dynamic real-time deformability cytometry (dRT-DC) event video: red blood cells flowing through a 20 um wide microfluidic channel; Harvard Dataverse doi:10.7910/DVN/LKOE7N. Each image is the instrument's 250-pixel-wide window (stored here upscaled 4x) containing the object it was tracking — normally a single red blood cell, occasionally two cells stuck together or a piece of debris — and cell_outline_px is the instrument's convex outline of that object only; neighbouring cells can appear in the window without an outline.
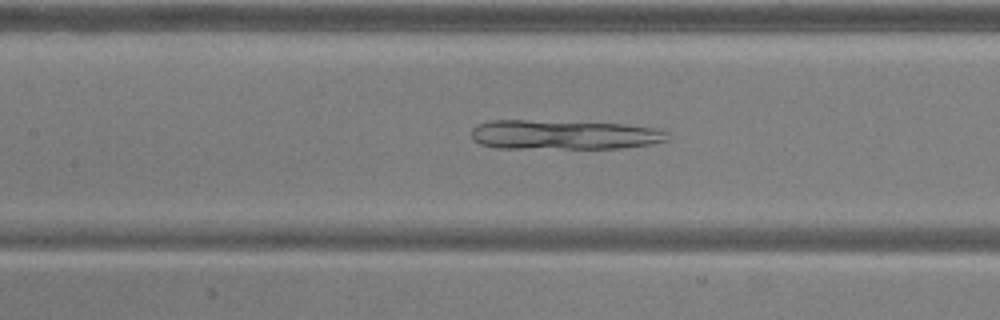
{"species": "common noctule bat (a hibernating species)", "species_latin": "Nyctalus noctula", "temperature_condition": "warm", "stored_images_in_passage": 51, "camera_frame_rate_fps": 3000, "um_per_image_px": 0.085, "animal": {"sex": "male", "body_mass_g": 20.5, "forearm_length_mm": 52.5}, "frame": {"image": 1, "passage_image": 22, "time_ms": 7.0, "image_size_px": [1000, 320], "cell_outline_px": [[672, 140], [652, 144], [620, 148], [496, 148], [480, 144], [472, 140], [472, 128], [476, 124], [492, 120], [524, 120], [624, 124], [656, 128], [668, 132]], "centroid_in_image_um": [47.95, 11.46], "position_along_channel_um": 159.4, "area_um2": 33.99}}
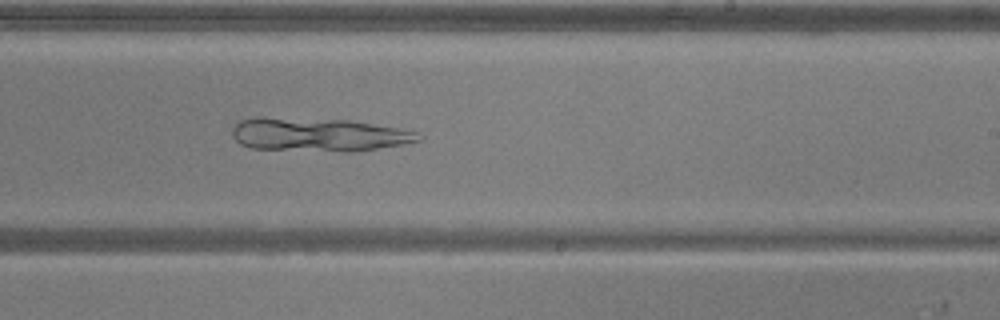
{"frame": {"image": 2, "passage_image": 30, "time_ms": 9.667, "image_size_px": [1000, 320], "cell_outline_px": [[424, 136], [420, 140], [404, 144], [352, 152], [340, 152], [252, 148], [240, 144], [232, 136], [232, 128], [240, 120], [256, 116], [348, 120], [396, 128], [416, 132]], "centroid_in_image_um": [27.02, 11.44], "position_along_channel_um": 262.0, "area_um2": 36.53}}
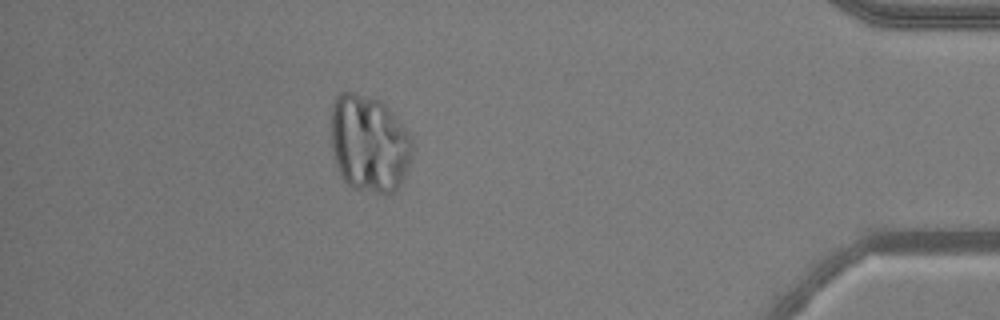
{"frame": {"image": 3, "passage_image": 45, "time_ms": 14.667, "image_size_px": [1000, 320], "cell_outline_px": [[412, 156], [408, 168], [396, 192], [376, 192], [352, 188], [344, 180], [336, 168], [332, 148], [332, 104], [336, 96], [340, 92], [348, 88], [380, 100], [412, 132]], "centroid_in_image_um": [31.39, 12.15], "position_along_channel_um": 403.8, "area_um2": 46.88}}